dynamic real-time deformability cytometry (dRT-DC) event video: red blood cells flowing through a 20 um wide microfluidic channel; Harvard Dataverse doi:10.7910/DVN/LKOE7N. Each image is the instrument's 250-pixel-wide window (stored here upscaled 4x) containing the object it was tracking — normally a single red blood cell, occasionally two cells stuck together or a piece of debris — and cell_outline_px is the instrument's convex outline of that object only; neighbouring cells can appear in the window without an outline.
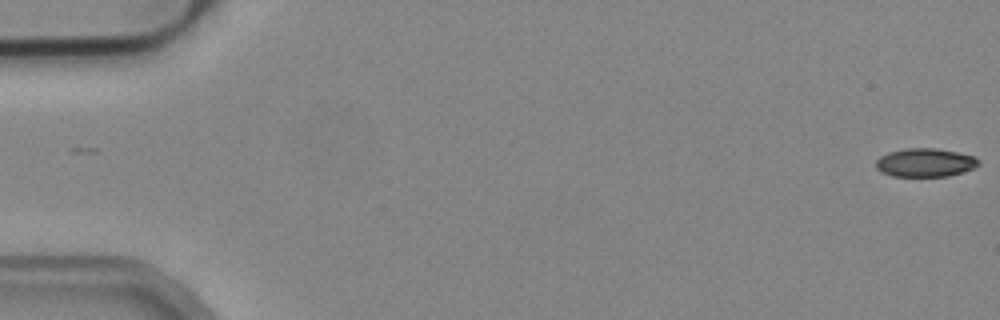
{"species": "common noctule bat (a hibernating species)", "species_latin": "Nyctalus noctula", "temperature_condition": "cold", "stored_images_in_passage": 54, "camera_frame_rate_fps": 3000, "um_per_image_px": 0.085, "animal": {"sex": "male", "body_mass_g": 19.2, "forearm_length_mm": 51.8}, "frame": {"image": 1, "passage_image": 1, "time_ms": 0.0, "image_size_px": [1000, 320], "cell_outline_px": [[980, 164], [964, 172], [948, 176], [892, 176], [880, 172], [876, 168], [876, 160], [880, 156], [888, 152], [908, 148], [936, 148], [976, 156], [980, 160]], "centroid_in_image_um": [78.64, 13.82], "position_along_channel_um": 6.4, "area_um2": 17.17}}
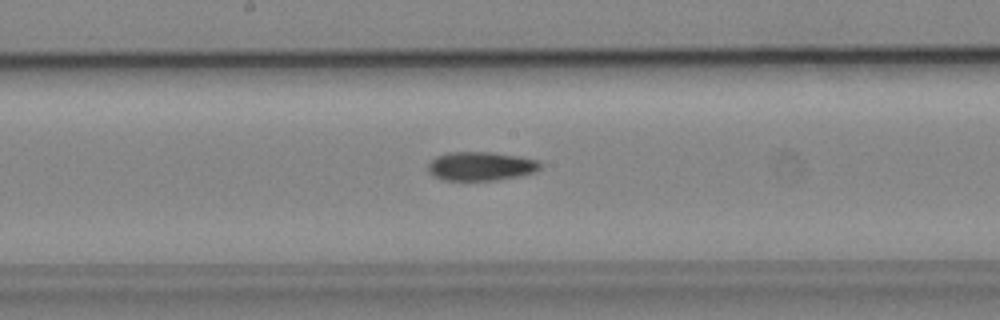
{"frame": {"image": 2, "passage_image": 29, "time_ms": 9.333, "image_size_px": [1000, 320], "cell_outline_px": [[544, 164], [536, 172], [520, 176], [496, 180], [444, 180], [432, 176], [428, 172], [428, 164], [436, 156], [448, 152], [492, 152], [520, 156], [540, 160]], "centroid_in_image_um": [40.91, 14.12], "position_along_channel_um": 207.3, "area_um2": 19.19}}
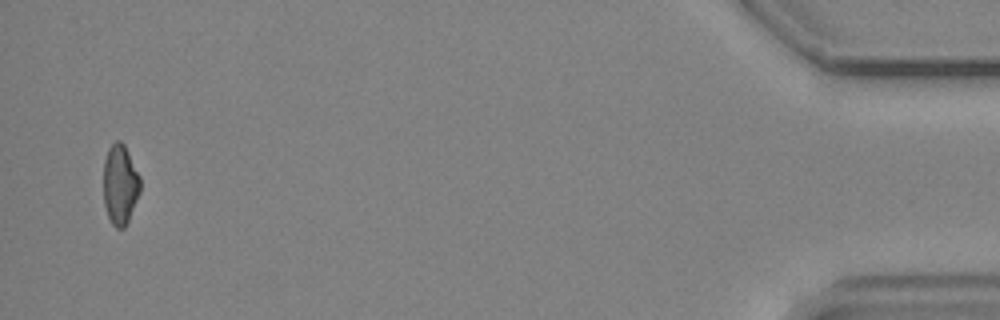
{"frame": {"image": 3, "passage_image": 53, "time_ms": 17.333, "image_size_px": [1000, 320], "cell_outline_px": [[140, 192], [128, 220], [124, 228], [116, 228], [112, 224], [108, 216], [104, 204], [104, 160], [108, 148], [116, 140], [120, 140], [124, 144], [140, 176]], "centroid_in_image_um": [10.21, 15.67], "position_along_channel_um": 425.0, "area_um2": 17.05}}